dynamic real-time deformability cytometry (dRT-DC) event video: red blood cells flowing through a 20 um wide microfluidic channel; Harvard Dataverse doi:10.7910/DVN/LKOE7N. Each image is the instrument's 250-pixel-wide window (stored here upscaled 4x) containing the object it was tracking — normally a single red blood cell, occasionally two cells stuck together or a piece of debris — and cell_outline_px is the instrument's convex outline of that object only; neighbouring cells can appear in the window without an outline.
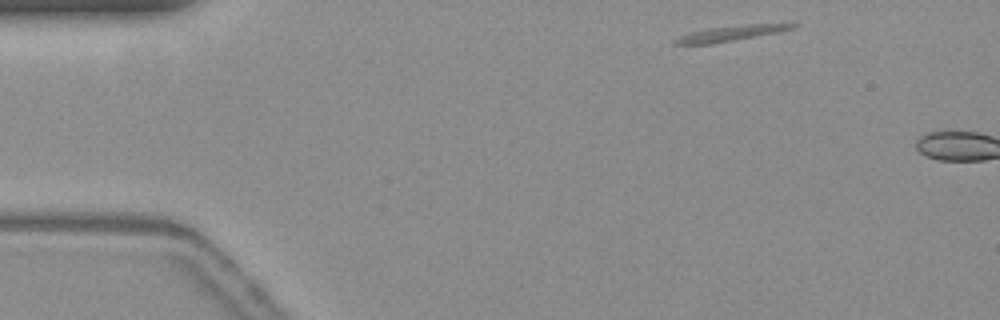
{"species": "common noctule bat (a hibernating species)", "species_latin": "Nyctalus noctula", "temperature_condition": "warm", "stored_images_in_passage": 4, "camera_frame_rate_fps": 3000, "um_per_image_px": 0.085, "animal": {"sex": "female", "body_mass_g": 19.3, "forearm_length_mm": 54.1}, "frame": {"image": 1, "passage_image": 3, "time_ms": 0.667, "image_size_px": [1000, 320], "cell_outline_px": [[800, 24], [792, 28], [780, 32], [712, 44], [672, 44], [672, 40], [680, 36], [692, 32], [708, 28], [748, 24]], "centroid_in_image_um": [62.07, 2.84], "position_along_channel_um": 22.9, "area_um2": 10.35}}